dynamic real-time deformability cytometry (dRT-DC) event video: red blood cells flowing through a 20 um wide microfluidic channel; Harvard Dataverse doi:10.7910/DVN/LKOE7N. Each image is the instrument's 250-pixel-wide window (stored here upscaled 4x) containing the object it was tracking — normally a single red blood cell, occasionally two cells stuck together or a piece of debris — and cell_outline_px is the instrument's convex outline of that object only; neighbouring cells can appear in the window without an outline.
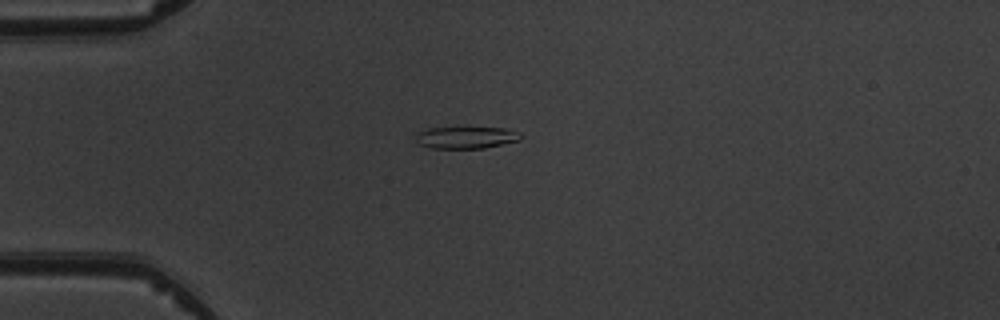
{"species": "common noctule bat (a hibernating species)", "species_latin": "Nyctalus noctula", "temperature_condition": "warm", "stored_images_in_passage": 1, "camera_frame_rate_fps": 3000, "um_per_image_px": 0.085, "animal": {"sex": "male", "body_mass_g": 19.5, "forearm_length_mm": 54.6}, "frame": {"image": 1, "passage_image": 1, "time_ms": 0.0, "image_size_px": [1000, 320], "cell_outline_px": [[524, 136], [520, 140], [484, 148], [432, 148], [420, 144], [416, 140], [416, 132], [428, 128], [504, 128], [520, 132]], "centroid_in_image_um": [39.64, 11.69], "position_along_channel_um": 45.4, "area_um2": 13.35}}